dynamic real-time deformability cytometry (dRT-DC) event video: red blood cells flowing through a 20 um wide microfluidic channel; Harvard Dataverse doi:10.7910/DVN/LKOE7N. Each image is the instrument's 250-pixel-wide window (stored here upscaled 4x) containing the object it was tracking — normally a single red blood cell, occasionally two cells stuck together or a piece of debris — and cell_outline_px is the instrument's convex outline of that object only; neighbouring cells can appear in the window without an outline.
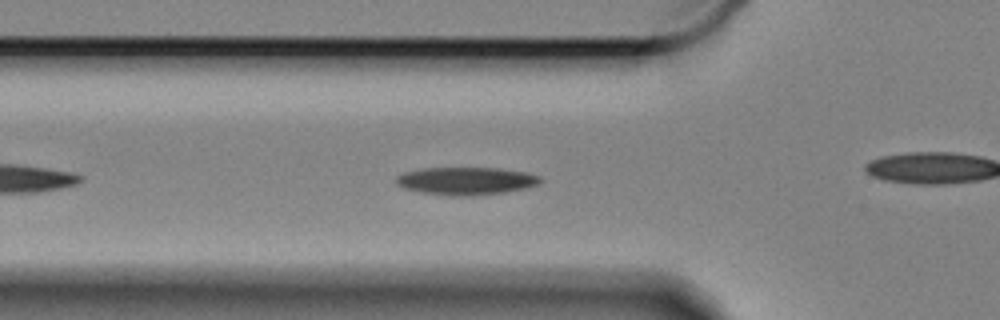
{"species": "Egyptian fruit bat (a non-hibernating species)", "species_latin": "Rousettus aegyptiacus", "temperature_condition": "cold", "stored_images_in_passage": 49, "camera_frame_rate_fps": 3000, "um_per_image_px": 0.085, "animal": {"sex": "female"}, "frame": {"image": 1, "passage_image": 8, "time_ms": 2.333, "image_size_px": [1000, 320], "cell_outline_px": [[544, 180], [540, 184], [528, 188], [504, 192], [472, 196], [448, 196], [420, 192], [404, 188], [396, 184], [396, 176], [404, 172], [424, 168], [496, 168], [528, 172], [540, 176]], "centroid_in_image_um": [39.65, 15.38], "position_along_channel_um": 86.1, "area_um2": 23.58}}
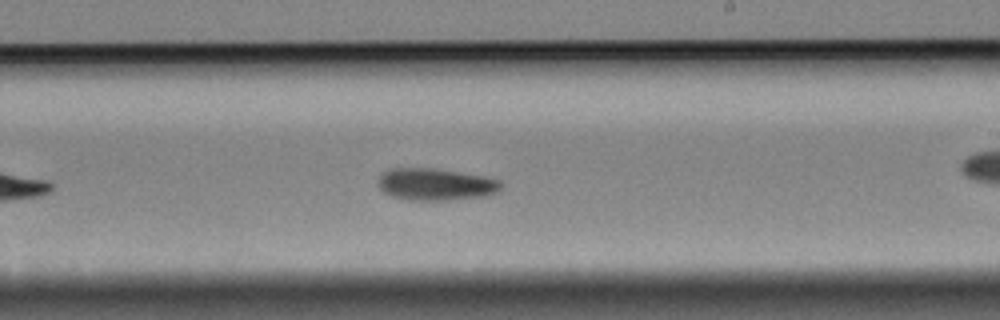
{"frame": {"image": 2, "passage_image": 23, "time_ms": 7.333, "image_size_px": [1000, 320], "cell_outline_px": [[500, 188], [496, 192], [484, 196], [448, 200], [408, 200], [392, 196], [384, 192], [376, 184], [376, 180], [388, 168], [436, 168], [484, 176], [500, 180]], "centroid_in_image_um": [36.97, 15.66], "position_along_channel_um": 252.0, "area_um2": 23.0}}
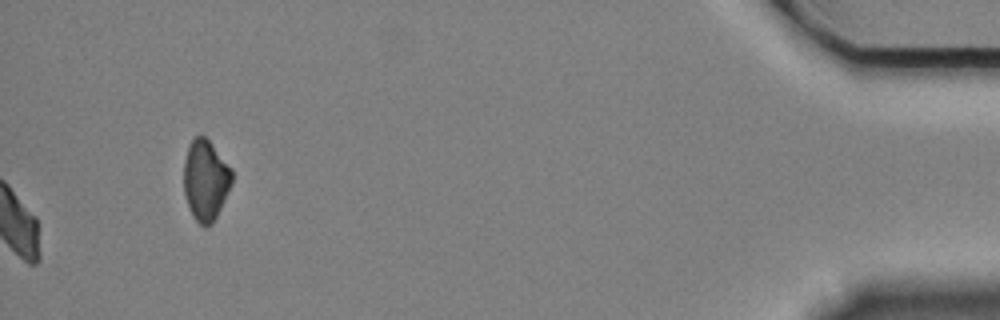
{"frame": {"image": 3, "passage_image": 49, "time_ms": 16.0, "image_size_px": [1000, 320], "cell_outline_px": [[232, 184], [212, 224], [204, 228], [192, 216], [184, 192], [184, 160], [188, 148], [192, 140], [196, 136], [204, 136], [208, 140], [232, 168]], "centroid_in_image_um": [17.48, 15.33], "position_along_channel_um": 417.7, "area_um2": 22.43}, "authors_computed_cell_mechanics": {"area_um2": 22.4264, "velocity_mm_per_s": 3.3039, "shape_relaxation_time_tau1_ms": 4.9916, "shape_relaxation_time_tau2_ms": null, "deformation_change_tau1": 0.1098, "deformation_change_tau2": null}}